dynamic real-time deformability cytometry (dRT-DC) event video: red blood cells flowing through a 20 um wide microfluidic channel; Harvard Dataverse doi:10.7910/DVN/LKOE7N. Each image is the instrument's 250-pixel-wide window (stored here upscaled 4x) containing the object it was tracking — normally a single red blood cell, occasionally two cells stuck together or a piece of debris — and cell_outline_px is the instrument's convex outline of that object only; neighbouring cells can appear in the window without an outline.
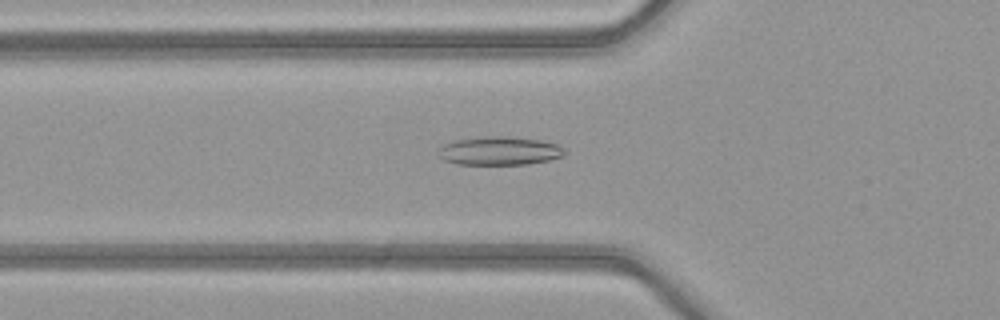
{"species": "common noctule bat (a hibernating species)", "species_latin": "Nyctalus noctula", "temperature_condition": "warm", "stored_images_in_passage": 51, "camera_frame_rate_fps": 3000, "um_per_image_px": 0.085, "animal": {"sex": "female", "body_mass_g": 21.9}, "frame": {"image": 1, "passage_image": 19, "time_ms": 6.0, "image_size_px": [1000, 320], "cell_outline_px": [[568, 152], [560, 156], [548, 160], [528, 164], [456, 164], [444, 160], [440, 156], [440, 148], [444, 144], [452, 140], [476, 136], [508, 136], [540, 140], [556, 144], [564, 148]], "centroid_in_image_um": [42.44, 12.8], "position_along_channel_um": 83.4, "area_um2": 21.04}}
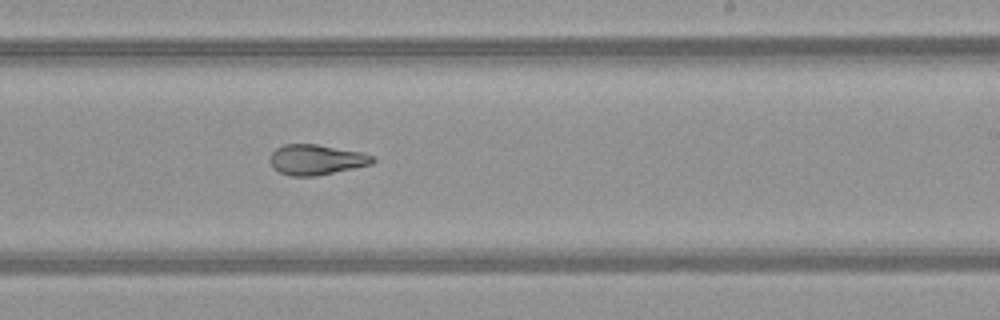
{"frame": {"image": 2, "passage_image": 32, "time_ms": 10.333, "image_size_px": [1000, 320], "cell_outline_px": [[376, 160], [372, 164], [316, 176], [288, 176], [272, 168], [268, 160], [268, 156], [276, 148], [284, 144], [316, 144], [360, 152], [376, 156]], "centroid_in_image_um": [26.84, 13.57], "position_along_channel_um": 262.2, "area_um2": 18.32}}
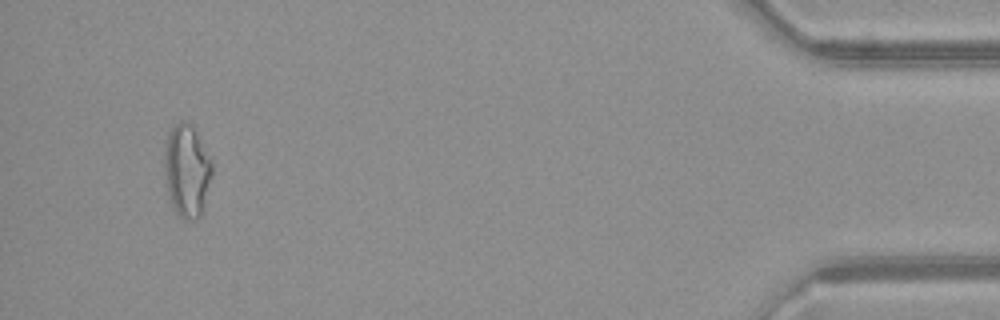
{"frame": {"image": 3, "passage_image": 49, "time_ms": 16.0, "image_size_px": [1000, 320], "cell_outline_px": [[212, 176], [200, 216], [196, 220], [188, 220], [180, 216], [176, 212], [168, 196], [164, 168], [164, 152], [168, 132], [180, 120], [184, 120], [192, 124], [212, 164]], "centroid_in_image_um": [15.86, 14.5], "position_along_channel_um": 419.3, "area_um2": 25.49}, "authors_computed_cell_mechanics": {"area_um2": 22.542, "velocity_mm_per_s": 4.096, "shape_relaxation_time_tau1_ms": null, "shape_relaxation_time_tau2_ms": 2.1477, "deformation_change_tau1": null, "deformation_change_tau2": 0.0901}}